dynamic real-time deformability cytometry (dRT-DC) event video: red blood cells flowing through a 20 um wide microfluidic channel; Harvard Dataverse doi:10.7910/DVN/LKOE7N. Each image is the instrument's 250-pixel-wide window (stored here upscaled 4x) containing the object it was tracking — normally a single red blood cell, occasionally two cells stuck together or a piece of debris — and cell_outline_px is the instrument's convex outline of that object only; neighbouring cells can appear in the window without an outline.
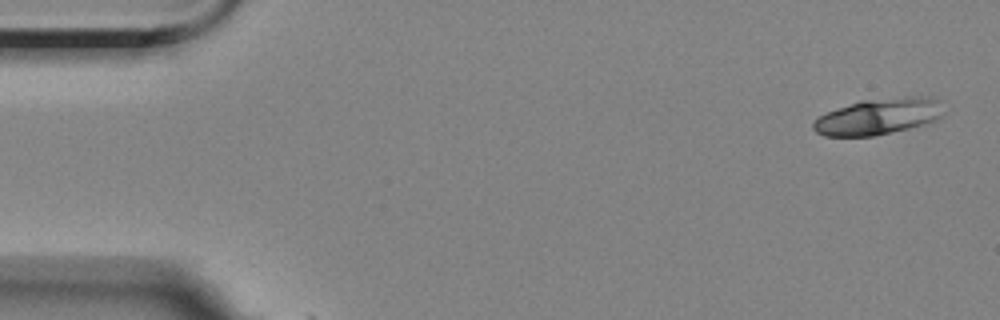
{"species": "Egyptian fruit bat (a non-hibernating species)", "species_latin": "Rousettus aegyptiacus", "temperature_condition": "room temperature", "stored_images_in_passage": 2, "camera_frame_rate_fps": 3000, "um_per_image_px": 0.085, "animal": {"sex": "female"}, "frame": {"image": 1, "passage_image": 1, "time_ms": 0.0, "image_size_px": [1000, 320], "cell_outline_px": [[944, 116], [936, 120], [908, 128], [872, 136], [824, 136], [816, 132], [812, 128], [812, 124], [820, 116], [828, 112], [860, 100], [908, 96], [932, 96], [936, 100], [944, 112]], "centroid_in_image_um": [74.68, 9.89], "position_along_channel_um": 10.3, "area_um2": 27.28}}